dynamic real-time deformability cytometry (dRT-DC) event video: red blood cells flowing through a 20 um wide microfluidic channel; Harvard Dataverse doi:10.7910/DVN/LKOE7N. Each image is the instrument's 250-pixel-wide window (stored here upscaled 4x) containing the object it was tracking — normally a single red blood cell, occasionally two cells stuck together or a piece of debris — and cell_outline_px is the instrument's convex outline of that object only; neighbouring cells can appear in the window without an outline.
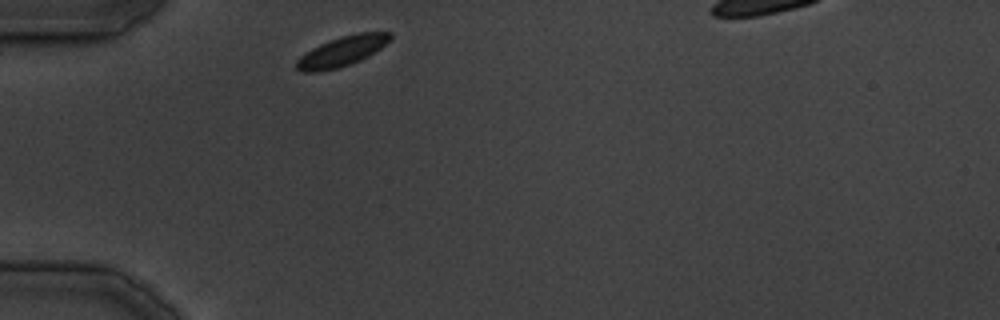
{"species": "common noctule bat (a hibernating species)", "species_latin": "Nyctalus noctula", "temperature_condition": "cold", "stored_images_in_passage": 25, "camera_frame_rate_fps": 3000, "um_per_image_px": 0.085, "animal": {"sex": "male", "body_mass_g": 19.5, "forearm_length_mm": 54.6}, "frame": {"image": 1, "passage_image": 1, "time_ms": 0.0, "image_size_px": [1000, 320], "cell_outline_px": [[392, 36], [380, 48], [360, 60], [336, 68], [316, 72], [300, 72], [296, 68], [296, 60], [300, 56], [312, 48], [320, 44], [340, 36], [360, 32], [392, 32]], "centroid_in_image_um": [29.02, 4.36], "position_along_channel_um": 56.0, "area_um2": 16.07}}
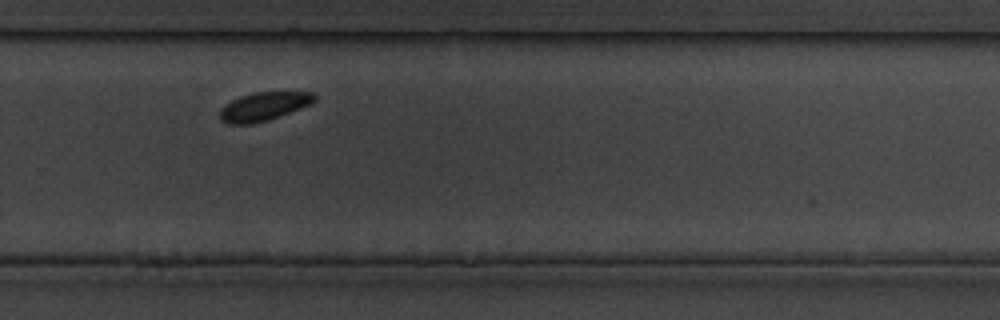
{"frame": {"image": 2, "passage_image": 18, "time_ms": 19.333, "image_size_px": [1000, 320], "cell_outline_px": [[316, 100], [312, 104], [268, 120], [252, 124], [228, 124], [220, 120], [220, 108], [232, 100], [240, 96], [252, 92], [312, 92], [316, 96]], "centroid_in_image_um": [22.41, 9.05], "position_along_channel_um": 307.4, "area_um2": 15.78}}
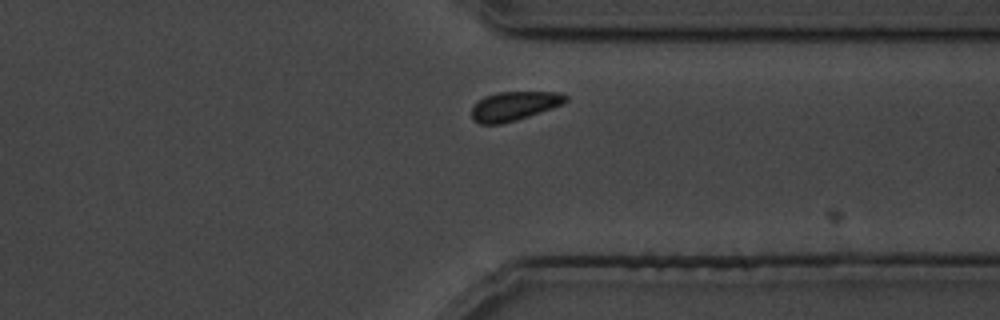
{"frame": {"image": 3, "passage_image": 22, "time_ms": 23.667, "image_size_px": [1000, 320], "cell_outline_px": [[568, 100], [564, 104], [516, 120], [500, 124], [480, 124], [472, 120], [472, 108], [484, 96], [500, 92], [560, 92], [568, 96]], "centroid_in_image_um": [43.73, 9.01], "position_along_channel_um": 367.7, "area_um2": 15.84}}